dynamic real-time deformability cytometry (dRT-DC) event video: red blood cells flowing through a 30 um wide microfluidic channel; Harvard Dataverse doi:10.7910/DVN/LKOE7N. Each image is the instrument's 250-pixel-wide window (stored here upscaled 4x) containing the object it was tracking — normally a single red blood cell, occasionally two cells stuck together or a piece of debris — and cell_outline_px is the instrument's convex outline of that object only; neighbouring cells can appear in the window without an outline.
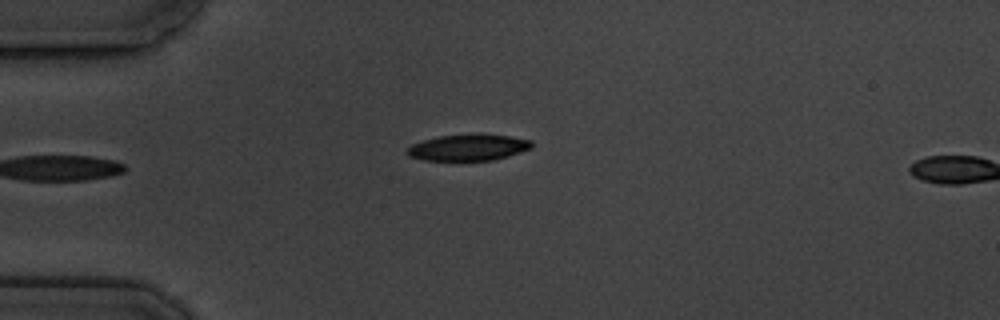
{"species": "common noctule bat (a hibernating species)", "species_latin": "Nyctalus noctula", "temperature_condition": "cold", "stored_images_in_passage": 5, "camera_frame_rate_fps": 3000, "um_per_image_px": 0.085, "animal": {"sex": "male", "body_mass_g": 19.5, "forearm_length_mm": 54.6}, "frame": {"image": 1, "passage_image": 5, "time_ms": 4.667, "image_size_px": [1000, 320], "cell_outline_px": [[532, 148], [508, 156], [492, 160], [424, 160], [408, 156], [404, 152], [412, 144], [424, 140], [440, 136], [476, 132], [480, 132], [508, 136], [532, 140]], "centroid_in_image_um": [39.81, 12.51], "position_along_channel_um": 45.2, "area_um2": 19.42}}